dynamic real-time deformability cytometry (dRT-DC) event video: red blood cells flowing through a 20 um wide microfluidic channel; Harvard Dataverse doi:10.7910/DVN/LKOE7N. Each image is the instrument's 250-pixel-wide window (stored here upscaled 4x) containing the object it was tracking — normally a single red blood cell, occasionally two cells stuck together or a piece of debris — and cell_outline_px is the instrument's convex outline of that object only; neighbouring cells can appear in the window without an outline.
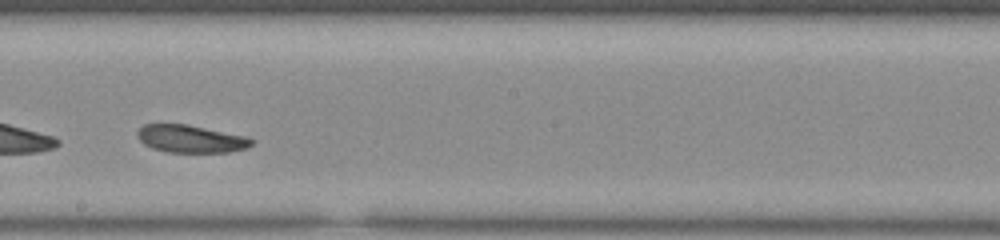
{"species": "common noctule bat (a hibernating species)", "species_latin": "Nyctalus noctula", "temperature_condition": "room temperature", "stored_images_in_passage": 19, "camera_frame_rate_fps": 3000, "um_per_image_px": 0.085, "animal": {"sex": "male", "body_mass_g": 20.0, "forearm_length_mm": 53.3}, "frame": {"image": 1, "passage_image": 16, "time_ms": 5.0, "image_size_px": [1000, 240], "cell_outline_px": [[256, 140], [248, 148], [228, 152], [168, 152], [152, 148], [144, 144], [136, 136], [136, 132], [144, 124], [188, 124], [248, 136]], "centroid_in_image_um": [16.25, 11.79], "position_along_channel_um": 232.0, "area_um2": 18.61}}
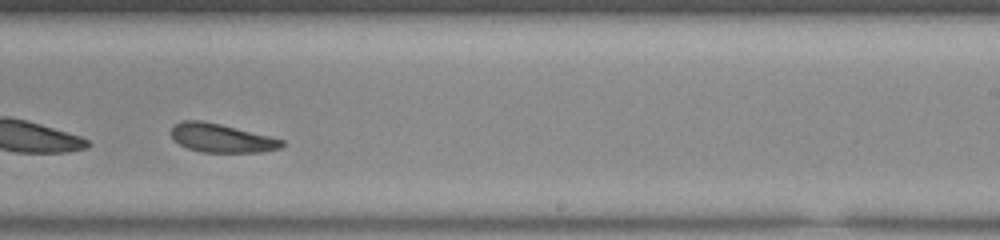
{"frame": {"image": 2, "passage_image": 19, "time_ms": 6.0, "image_size_px": [1000, 240], "cell_outline_px": [[284, 144], [280, 148], [260, 152], [200, 152], [188, 148], [180, 144], [172, 136], [172, 128], [180, 120], [200, 120], [220, 124], [284, 140]], "centroid_in_image_um": [18.82, 11.74], "position_along_channel_um": 270.2, "area_um2": 18.15}}